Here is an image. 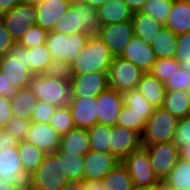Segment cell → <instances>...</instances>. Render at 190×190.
I'll use <instances>...</instances> for the list:
<instances>
[{
    "instance_id": "ba28073f",
    "label": "cell",
    "mask_w": 190,
    "mask_h": 190,
    "mask_svg": "<svg viewBox=\"0 0 190 190\" xmlns=\"http://www.w3.org/2000/svg\"><path fill=\"white\" fill-rule=\"evenodd\" d=\"M144 72L134 64L121 58L113 57L108 70L109 88L119 93L135 90Z\"/></svg>"
},
{
    "instance_id": "db71d44e",
    "label": "cell",
    "mask_w": 190,
    "mask_h": 190,
    "mask_svg": "<svg viewBox=\"0 0 190 190\" xmlns=\"http://www.w3.org/2000/svg\"><path fill=\"white\" fill-rule=\"evenodd\" d=\"M132 13L140 12L147 0H123Z\"/></svg>"
},
{
    "instance_id": "6da1fadb",
    "label": "cell",
    "mask_w": 190,
    "mask_h": 190,
    "mask_svg": "<svg viewBox=\"0 0 190 190\" xmlns=\"http://www.w3.org/2000/svg\"><path fill=\"white\" fill-rule=\"evenodd\" d=\"M37 100L57 108H69L73 102L72 84L68 80L33 74L26 87Z\"/></svg>"
},
{
    "instance_id": "83f0119b",
    "label": "cell",
    "mask_w": 190,
    "mask_h": 190,
    "mask_svg": "<svg viewBox=\"0 0 190 190\" xmlns=\"http://www.w3.org/2000/svg\"><path fill=\"white\" fill-rule=\"evenodd\" d=\"M37 101V97L27 88L19 89L10 99L12 116L30 120Z\"/></svg>"
},
{
    "instance_id": "7402d4cb",
    "label": "cell",
    "mask_w": 190,
    "mask_h": 190,
    "mask_svg": "<svg viewBox=\"0 0 190 190\" xmlns=\"http://www.w3.org/2000/svg\"><path fill=\"white\" fill-rule=\"evenodd\" d=\"M87 129L75 128L61 136L60 150L64 153L77 156H85L90 150Z\"/></svg>"
},
{
    "instance_id": "d6986e66",
    "label": "cell",
    "mask_w": 190,
    "mask_h": 190,
    "mask_svg": "<svg viewBox=\"0 0 190 190\" xmlns=\"http://www.w3.org/2000/svg\"><path fill=\"white\" fill-rule=\"evenodd\" d=\"M121 58L128 60L144 73L150 72L156 62L155 54L151 45L144 43L137 37H132L130 43L120 55Z\"/></svg>"
},
{
    "instance_id": "c3c4849f",
    "label": "cell",
    "mask_w": 190,
    "mask_h": 190,
    "mask_svg": "<svg viewBox=\"0 0 190 190\" xmlns=\"http://www.w3.org/2000/svg\"><path fill=\"white\" fill-rule=\"evenodd\" d=\"M180 64L184 60H190V31L177 35V48L175 52V58Z\"/></svg>"
},
{
    "instance_id": "f546056e",
    "label": "cell",
    "mask_w": 190,
    "mask_h": 190,
    "mask_svg": "<svg viewBox=\"0 0 190 190\" xmlns=\"http://www.w3.org/2000/svg\"><path fill=\"white\" fill-rule=\"evenodd\" d=\"M101 181L104 190H134L132 178L121 162Z\"/></svg>"
},
{
    "instance_id": "bcb514c9",
    "label": "cell",
    "mask_w": 190,
    "mask_h": 190,
    "mask_svg": "<svg viewBox=\"0 0 190 190\" xmlns=\"http://www.w3.org/2000/svg\"><path fill=\"white\" fill-rule=\"evenodd\" d=\"M190 142V115L178 120L173 143L178 149Z\"/></svg>"
},
{
    "instance_id": "a7ac6f4b",
    "label": "cell",
    "mask_w": 190,
    "mask_h": 190,
    "mask_svg": "<svg viewBox=\"0 0 190 190\" xmlns=\"http://www.w3.org/2000/svg\"><path fill=\"white\" fill-rule=\"evenodd\" d=\"M134 190H153V188H149V189H134Z\"/></svg>"
},
{
    "instance_id": "1f68e13d",
    "label": "cell",
    "mask_w": 190,
    "mask_h": 190,
    "mask_svg": "<svg viewBox=\"0 0 190 190\" xmlns=\"http://www.w3.org/2000/svg\"><path fill=\"white\" fill-rule=\"evenodd\" d=\"M164 181L173 190H190V162L179 159Z\"/></svg>"
},
{
    "instance_id": "3957f363",
    "label": "cell",
    "mask_w": 190,
    "mask_h": 190,
    "mask_svg": "<svg viewBox=\"0 0 190 190\" xmlns=\"http://www.w3.org/2000/svg\"><path fill=\"white\" fill-rule=\"evenodd\" d=\"M113 57L109 48L98 36H90L83 50L71 64L73 75L108 73Z\"/></svg>"
},
{
    "instance_id": "30bf717a",
    "label": "cell",
    "mask_w": 190,
    "mask_h": 190,
    "mask_svg": "<svg viewBox=\"0 0 190 190\" xmlns=\"http://www.w3.org/2000/svg\"><path fill=\"white\" fill-rule=\"evenodd\" d=\"M142 146L146 148L154 175L163 181L180 159L179 149L173 141Z\"/></svg>"
},
{
    "instance_id": "d590c367",
    "label": "cell",
    "mask_w": 190,
    "mask_h": 190,
    "mask_svg": "<svg viewBox=\"0 0 190 190\" xmlns=\"http://www.w3.org/2000/svg\"><path fill=\"white\" fill-rule=\"evenodd\" d=\"M51 60L52 59L46 44L40 45L36 48L28 49V69L34 74H42Z\"/></svg>"
},
{
    "instance_id": "74e56055",
    "label": "cell",
    "mask_w": 190,
    "mask_h": 190,
    "mask_svg": "<svg viewBox=\"0 0 190 190\" xmlns=\"http://www.w3.org/2000/svg\"><path fill=\"white\" fill-rule=\"evenodd\" d=\"M87 131L91 150L109 153L110 127L97 124Z\"/></svg>"
},
{
    "instance_id": "e0dca14e",
    "label": "cell",
    "mask_w": 190,
    "mask_h": 190,
    "mask_svg": "<svg viewBox=\"0 0 190 190\" xmlns=\"http://www.w3.org/2000/svg\"><path fill=\"white\" fill-rule=\"evenodd\" d=\"M37 19L36 26L50 33L59 20L66 15L70 4L65 0H44L36 5Z\"/></svg>"
},
{
    "instance_id": "d6a6232c",
    "label": "cell",
    "mask_w": 190,
    "mask_h": 190,
    "mask_svg": "<svg viewBox=\"0 0 190 190\" xmlns=\"http://www.w3.org/2000/svg\"><path fill=\"white\" fill-rule=\"evenodd\" d=\"M55 153L63 159L64 174H68L70 181H84V156L70 155L60 149Z\"/></svg>"
},
{
    "instance_id": "91938a15",
    "label": "cell",
    "mask_w": 190,
    "mask_h": 190,
    "mask_svg": "<svg viewBox=\"0 0 190 190\" xmlns=\"http://www.w3.org/2000/svg\"><path fill=\"white\" fill-rule=\"evenodd\" d=\"M86 3H89L92 7L98 9L103 4H105L108 0H83Z\"/></svg>"
},
{
    "instance_id": "6125c7cd",
    "label": "cell",
    "mask_w": 190,
    "mask_h": 190,
    "mask_svg": "<svg viewBox=\"0 0 190 190\" xmlns=\"http://www.w3.org/2000/svg\"><path fill=\"white\" fill-rule=\"evenodd\" d=\"M0 190H18L15 186L9 185L7 182L0 180Z\"/></svg>"
},
{
    "instance_id": "be15d7a7",
    "label": "cell",
    "mask_w": 190,
    "mask_h": 190,
    "mask_svg": "<svg viewBox=\"0 0 190 190\" xmlns=\"http://www.w3.org/2000/svg\"><path fill=\"white\" fill-rule=\"evenodd\" d=\"M181 67L190 74V60H184V62L181 63Z\"/></svg>"
},
{
    "instance_id": "11a10c76",
    "label": "cell",
    "mask_w": 190,
    "mask_h": 190,
    "mask_svg": "<svg viewBox=\"0 0 190 190\" xmlns=\"http://www.w3.org/2000/svg\"><path fill=\"white\" fill-rule=\"evenodd\" d=\"M20 4V0H0V15L11 11Z\"/></svg>"
},
{
    "instance_id": "4dcf8cb0",
    "label": "cell",
    "mask_w": 190,
    "mask_h": 190,
    "mask_svg": "<svg viewBox=\"0 0 190 190\" xmlns=\"http://www.w3.org/2000/svg\"><path fill=\"white\" fill-rule=\"evenodd\" d=\"M17 149L24 172L29 177L40 166L45 154L25 140L19 143Z\"/></svg>"
},
{
    "instance_id": "9f6ffc18",
    "label": "cell",
    "mask_w": 190,
    "mask_h": 190,
    "mask_svg": "<svg viewBox=\"0 0 190 190\" xmlns=\"http://www.w3.org/2000/svg\"><path fill=\"white\" fill-rule=\"evenodd\" d=\"M83 188L84 190H104L101 180H84Z\"/></svg>"
},
{
    "instance_id": "b9f144b4",
    "label": "cell",
    "mask_w": 190,
    "mask_h": 190,
    "mask_svg": "<svg viewBox=\"0 0 190 190\" xmlns=\"http://www.w3.org/2000/svg\"><path fill=\"white\" fill-rule=\"evenodd\" d=\"M42 74L48 77L71 81L73 71L71 64L61 59H52Z\"/></svg>"
},
{
    "instance_id": "ee69618b",
    "label": "cell",
    "mask_w": 190,
    "mask_h": 190,
    "mask_svg": "<svg viewBox=\"0 0 190 190\" xmlns=\"http://www.w3.org/2000/svg\"><path fill=\"white\" fill-rule=\"evenodd\" d=\"M190 85V74L180 67L175 71L165 82L164 87L166 91H186Z\"/></svg>"
},
{
    "instance_id": "e575fe53",
    "label": "cell",
    "mask_w": 190,
    "mask_h": 190,
    "mask_svg": "<svg viewBox=\"0 0 190 190\" xmlns=\"http://www.w3.org/2000/svg\"><path fill=\"white\" fill-rule=\"evenodd\" d=\"M124 105L142 115L147 122L151 117L154 107L137 90H131L123 93Z\"/></svg>"
},
{
    "instance_id": "ffe728a7",
    "label": "cell",
    "mask_w": 190,
    "mask_h": 190,
    "mask_svg": "<svg viewBox=\"0 0 190 190\" xmlns=\"http://www.w3.org/2000/svg\"><path fill=\"white\" fill-rule=\"evenodd\" d=\"M69 108L76 128L89 129L98 124L96 98L74 97Z\"/></svg>"
},
{
    "instance_id": "484cf974",
    "label": "cell",
    "mask_w": 190,
    "mask_h": 190,
    "mask_svg": "<svg viewBox=\"0 0 190 190\" xmlns=\"http://www.w3.org/2000/svg\"><path fill=\"white\" fill-rule=\"evenodd\" d=\"M156 59L175 58L177 35L163 26L151 44Z\"/></svg>"
},
{
    "instance_id": "f6af8a7d",
    "label": "cell",
    "mask_w": 190,
    "mask_h": 190,
    "mask_svg": "<svg viewBox=\"0 0 190 190\" xmlns=\"http://www.w3.org/2000/svg\"><path fill=\"white\" fill-rule=\"evenodd\" d=\"M30 124V120L12 116L7 125L3 127V129L6 130L9 134H12V136H18L19 139L23 141L28 135Z\"/></svg>"
},
{
    "instance_id": "8fae6325",
    "label": "cell",
    "mask_w": 190,
    "mask_h": 190,
    "mask_svg": "<svg viewBox=\"0 0 190 190\" xmlns=\"http://www.w3.org/2000/svg\"><path fill=\"white\" fill-rule=\"evenodd\" d=\"M28 178L18 149H0V180L15 186L18 190H27Z\"/></svg>"
},
{
    "instance_id": "8992f818",
    "label": "cell",
    "mask_w": 190,
    "mask_h": 190,
    "mask_svg": "<svg viewBox=\"0 0 190 190\" xmlns=\"http://www.w3.org/2000/svg\"><path fill=\"white\" fill-rule=\"evenodd\" d=\"M89 35L77 32L72 35L50 32L46 45L51 59H61L72 64L88 42Z\"/></svg>"
},
{
    "instance_id": "94428289",
    "label": "cell",
    "mask_w": 190,
    "mask_h": 190,
    "mask_svg": "<svg viewBox=\"0 0 190 190\" xmlns=\"http://www.w3.org/2000/svg\"><path fill=\"white\" fill-rule=\"evenodd\" d=\"M153 190H173L165 181H159L154 187Z\"/></svg>"
},
{
    "instance_id": "7a4b0ae2",
    "label": "cell",
    "mask_w": 190,
    "mask_h": 190,
    "mask_svg": "<svg viewBox=\"0 0 190 190\" xmlns=\"http://www.w3.org/2000/svg\"><path fill=\"white\" fill-rule=\"evenodd\" d=\"M63 159L56 153L45 154L40 166L29 176L27 190H60L69 182Z\"/></svg>"
},
{
    "instance_id": "7c38bea8",
    "label": "cell",
    "mask_w": 190,
    "mask_h": 190,
    "mask_svg": "<svg viewBox=\"0 0 190 190\" xmlns=\"http://www.w3.org/2000/svg\"><path fill=\"white\" fill-rule=\"evenodd\" d=\"M141 146L139 133L117 125L110 127L109 153L120 162Z\"/></svg>"
},
{
    "instance_id": "680465c9",
    "label": "cell",
    "mask_w": 190,
    "mask_h": 190,
    "mask_svg": "<svg viewBox=\"0 0 190 190\" xmlns=\"http://www.w3.org/2000/svg\"><path fill=\"white\" fill-rule=\"evenodd\" d=\"M179 158L190 162V142L185 144L181 149H179Z\"/></svg>"
},
{
    "instance_id": "681fc988",
    "label": "cell",
    "mask_w": 190,
    "mask_h": 190,
    "mask_svg": "<svg viewBox=\"0 0 190 190\" xmlns=\"http://www.w3.org/2000/svg\"><path fill=\"white\" fill-rule=\"evenodd\" d=\"M14 44L15 42L12 40L0 18V57L7 55Z\"/></svg>"
},
{
    "instance_id": "277c9868",
    "label": "cell",
    "mask_w": 190,
    "mask_h": 190,
    "mask_svg": "<svg viewBox=\"0 0 190 190\" xmlns=\"http://www.w3.org/2000/svg\"><path fill=\"white\" fill-rule=\"evenodd\" d=\"M27 54L26 47L15 43L7 55L0 57L1 72L17 90L25 89L34 74L28 69Z\"/></svg>"
},
{
    "instance_id": "f907efd6",
    "label": "cell",
    "mask_w": 190,
    "mask_h": 190,
    "mask_svg": "<svg viewBox=\"0 0 190 190\" xmlns=\"http://www.w3.org/2000/svg\"><path fill=\"white\" fill-rule=\"evenodd\" d=\"M12 117L11 102L3 96H0V126L5 127Z\"/></svg>"
},
{
    "instance_id": "5bb4252c",
    "label": "cell",
    "mask_w": 190,
    "mask_h": 190,
    "mask_svg": "<svg viewBox=\"0 0 190 190\" xmlns=\"http://www.w3.org/2000/svg\"><path fill=\"white\" fill-rule=\"evenodd\" d=\"M70 82L73 96L79 98H97L109 88L108 73L106 72L73 75Z\"/></svg>"
},
{
    "instance_id": "7dc6e473",
    "label": "cell",
    "mask_w": 190,
    "mask_h": 190,
    "mask_svg": "<svg viewBox=\"0 0 190 190\" xmlns=\"http://www.w3.org/2000/svg\"><path fill=\"white\" fill-rule=\"evenodd\" d=\"M57 107L37 101L36 106L32 112V117L30 119L31 122L49 124V120L51 119L54 111Z\"/></svg>"
},
{
    "instance_id": "f35d334b",
    "label": "cell",
    "mask_w": 190,
    "mask_h": 190,
    "mask_svg": "<svg viewBox=\"0 0 190 190\" xmlns=\"http://www.w3.org/2000/svg\"><path fill=\"white\" fill-rule=\"evenodd\" d=\"M49 125L60 136L76 128L73 122L70 108H56L54 114L49 120Z\"/></svg>"
},
{
    "instance_id": "89a4df30",
    "label": "cell",
    "mask_w": 190,
    "mask_h": 190,
    "mask_svg": "<svg viewBox=\"0 0 190 190\" xmlns=\"http://www.w3.org/2000/svg\"><path fill=\"white\" fill-rule=\"evenodd\" d=\"M2 130H3V127H2V126H0V134H1Z\"/></svg>"
},
{
    "instance_id": "4fadbf2b",
    "label": "cell",
    "mask_w": 190,
    "mask_h": 190,
    "mask_svg": "<svg viewBox=\"0 0 190 190\" xmlns=\"http://www.w3.org/2000/svg\"><path fill=\"white\" fill-rule=\"evenodd\" d=\"M98 37L114 57L120 56L134 37L132 21L101 26Z\"/></svg>"
},
{
    "instance_id": "5b68a950",
    "label": "cell",
    "mask_w": 190,
    "mask_h": 190,
    "mask_svg": "<svg viewBox=\"0 0 190 190\" xmlns=\"http://www.w3.org/2000/svg\"><path fill=\"white\" fill-rule=\"evenodd\" d=\"M178 119L163 107L154 108L141 135L142 145H153L172 142L176 132Z\"/></svg>"
},
{
    "instance_id": "cb8c5ba5",
    "label": "cell",
    "mask_w": 190,
    "mask_h": 190,
    "mask_svg": "<svg viewBox=\"0 0 190 190\" xmlns=\"http://www.w3.org/2000/svg\"><path fill=\"white\" fill-rule=\"evenodd\" d=\"M136 89L154 108L162 107L166 93L164 83L150 72L142 74Z\"/></svg>"
},
{
    "instance_id": "e7e4bbea",
    "label": "cell",
    "mask_w": 190,
    "mask_h": 190,
    "mask_svg": "<svg viewBox=\"0 0 190 190\" xmlns=\"http://www.w3.org/2000/svg\"><path fill=\"white\" fill-rule=\"evenodd\" d=\"M39 2V0H20L21 4H33L36 5Z\"/></svg>"
},
{
    "instance_id": "52a82bcc",
    "label": "cell",
    "mask_w": 190,
    "mask_h": 190,
    "mask_svg": "<svg viewBox=\"0 0 190 190\" xmlns=\"http://www.w3.org/2000/svg\"><path fill=\"white\" fill-rule=\"evenodd\" d=\"M121 163L131 176L134 189L153 188L159 182L154 175L144 146L131 152Z\"/></svg>"
},
{
    "instance_id": "816d5d0a",
    "label": "cell",
    "mask_w": 190,
    "mask_h": 190,
    "mask_svg": "<svg viewBox=\"0 0 190 190\" xmlns=\"http://www.w3.org/2000/svg\"><path fill=\"white\" fill-rule=\"evenodd\" d=\"M21 140L18 136H12L6 130H2L0 134V149L17 148Z\"/></svg>"
},
{
    "instance_id": "6f0895ef",
    "label": "cell",
    "mask_w": 190,
    "mask_h": 190,
    "mask_svg": "<svg viewBox=\"0 0 190 190\" xmlns=\"http://www.w3.org/2000/svg\"><path fill=\"white\" fill-rule=\"evenodd\" d=\"M60 190H84L83 181H69Z\"/></svg>"
},
{
    "instance_id": "44dd1931",
    "label": "cell",
    "mask_w": 190,
    "mask_h": 190,
    "mask_svg": "<svg viewBox=\"0 0 190 190\" xmlns=\"http://www.w3.org/2000/svg\"><path fill=\"white\" fill-rule=\"evenodd\" d=\"M99 25H111L131 21L132 11L127 7L123 0H108L97 9Z\"/></svg>"
},
{
    "instance_id": "003e7915",
    "label": "cell",
    "mask_w": 190,
    "mask_h": 190,
    "mask_svg": "<svg viewBox=\"0 0 190 190\" xmlns=\"http://www.w3.org/2000/svg\"><path fill=\"white\" fill-rule=\"evenodd\" d=\"M186 93H187V96H188L189 101H190V85H189V87L187 88Z\"/></svg>"
},
{
    "instance_id": "f5cc1de1",
    "label": "cell",
    "mask_w": 190,
    "mask_h": 190,
    "mask_svg": "<svg viewBox=\"0 0 190 190\" xmlns=\"http://www.w3.org/2000/svg\"><path fill=\"white\" fill-rule=\"evenodd\" d=\"M17 91L18 90L11 85L0 70V96L12 99L16 95Z\"/></svg>"
},
{
    "instance_id": "ab89813d",
    "label": "cell",
    "mask_w": 190,
    "mask_h": 190,
    "mask_svg": "<svg viewBox=\"0 0 190 190\" xmlns=\"http://www.w3.org/2000/svg\"><path fill=\"white\" fill-rule=\"evenodd\" d=\"M52 32L65 35H72L74 33L81 32L79 11H76L72 6H70L66 15L57 22Z\"/></svg>"
},
{
    "instance_id": "60d3db41",
    "label": "cell",
    "mask_w": 190,
    "mask_h": 190,
    "mask_svg": "<svg viewBox=\"0 0 190 190\" xmlns=\"http://www.w3.org/2000/svg\"><path fill=\"white\" fill-rule=\"evenodd\" d=\"M180 67L181 64L174 58L156 59L150 73L164 83Z\"/></svg>"
},
{
    "instance_id": "03108f58",
    "label": "cell",
    "mask_w": 190,
    "mask_h": 190,
    "mask_svg": "<svg viewBox=\"0 0 190 190\" xmlns=\"http://www.w3.org/2000/svg\"><path fill=\"white\" fill-rule=\"evenodd\" d=\"M67 3H69L71 6L77 4L78 2H81L83 0H65Z\"/></svg>"
},
{
    "instance_id": "603a6c76",
    "label": "cell",
    "mask_w": 190,
    "mask_h": 190,
    "mask_svg": "<svg viewBox=\"0 0 190 190\" xmlns=\"http://www.w3.org/2000/svg\"><path fill=\"white\" fill-rule=\"evenodd\" d=\"M165 27L176 35L190 31V0H174Z\"/></svg>"
},
{
    "instance_id": "4316f807",
    "label": "cell",
    "mask_w": 190,
    "mask_h": 190,
    "mask_svg": "<svg viewBox=\"0 0 190 190\" xmlns=\"http://www.w3.org/2000/svg\"><path fill=\"white\" fill-rule=\"evenodd\" d=\"M162 107L178 120L190 115V101L186 91H166Z\"/></svg>"
},
{
    "instance_id": "9a60e30c",
    "label": "cell",
    "mask_w": 190,
    "mask_h": 190,
    "mask_svg": "<svg viewBox=\"0 0 190 190\" xmlns=\"http://www.w3.org/2000/svg\"><path fill=\"white\" fill-rule=\"evenodd\" d=\"M97 119L99 125L116 126L117 117L124 105L123 94L108 88L97 96Z\"/></svg>"
},
{
    "instance_id": "d4e9b609",
    "label": "cell",
    "mask_w": 190,
    "mask_h": 190,
    "mask_svg": "<svg viewBox=\"0 0 190 190\" xmlns=\"http://www.w3.org/2000/svg\"><path fill=\"white\" fill-rule=\"evenodd\" d=\"M131 21L134 36L149 45L153 43L155 37H157L163 27L158 21L141 12L134 13Z\"/></svg>"
},
{
    "instance_id": "2e32d148",
    "label": "cell",
    "mask_w": 190,
    "mask_h": 190,
    "mask_svg": "<svg viewBox=\"0 0 190 190\" xmlns=\"http://www.w3.org/2000/svg\"><path fill=\"white\" fill-rule=\"evenodd\" d=\"M61 136L49 125L31 122L26 142L31 143L44 154L55 153L60 149Z\"/></svg>"
},
{
    "instance_id": "ac0fdd59",
    "label": "cell",
    "mask_w": 190,
    "mask_h": 190,
    "mask_svg": "<svg viewBox=\"0 0 190 190\" xmlns=\"http://www.w3.org/2000/svg\"><path fill=\"white\" fill-rule=\"evenodd\" d=\"M119 163L110 153L90 150L84 156V180H102Z\"/></svg>"
},
{
    "instance_id": "7bdbcfd3",
    "label": "cell",
    "mask_w": 190,
    "mask_h": 190,
    "mask_svg": "<svg viewBox=\"0 0 190 190\" xmlns=\"http://www.w3.org/2000/svg\"><path fill=\"white\" fill-rule=\"evenodd\" d=\"M47 35L48 33L39 26H33L27 30L19 44L27 49L36 48L46 44Z\"/></svg>"
},
{
    "instance_id": "f1b7e54d",
    "label": "cell",
    "mask_w": 190,
    "mask_h": 190,
    "mask_svg": "<svg viewBox=\"0 0 190 190\" xmlns=\"http://www.w3.org/2000/svg\"><path fill=\"white\" fill-rule=\"evenodd\" d=\"M72 7L79 11L81 32L89 36H98L100 25L97 9L84 1L78 2Z\"/></svg>"
},
{
    "instance_id": "8d00e7d4",
    "label": "cell",
    "mask_w": 190,
    "mask_h": 190,
    "mask_svg": "<svg viewBox=\"0 0 190 190\" xmlns=\"http://www.w3.org/2000/svg\"><path fill=\"white\" fill-rule=\"evenodd\" d=\"M116 125L133 130L142 135L145 129L146 121L142 115L138 114L130 107L123 105L119 116L117 117Z\"/></svg>"
},
{
    "instance_id": "9c48e42d",
    "label": "cell",
    "mask_w": 190,
    "mask_h": 190,
    "mask_svg": "<svg viewBox=\"0 0 190 190\" xmlns=\"http://www.w3.org/2000/svg\"><path fill=\"white\" fill-rule=\"evenodd\" d=\"M12 40L19 43L27 30L36 26L37 10L33 4H18L11 11L0 15Z\"/></svg>"
},
{
    "instance_id": "836d02e7",
    "label": "cell",
    "mask_w": 190,
    "mask_h": 190,
    "mask_svg": "<svg viewBox=\"0 0 190 190\" xmlns=\"http://www.w3.org/2000/svg\"><path fill=\"white\" fill-rule=\"evenodd\" d=\"M173 3L174 0H147L140 12L165 26Z\"/></svg>"
}]
</instances>
